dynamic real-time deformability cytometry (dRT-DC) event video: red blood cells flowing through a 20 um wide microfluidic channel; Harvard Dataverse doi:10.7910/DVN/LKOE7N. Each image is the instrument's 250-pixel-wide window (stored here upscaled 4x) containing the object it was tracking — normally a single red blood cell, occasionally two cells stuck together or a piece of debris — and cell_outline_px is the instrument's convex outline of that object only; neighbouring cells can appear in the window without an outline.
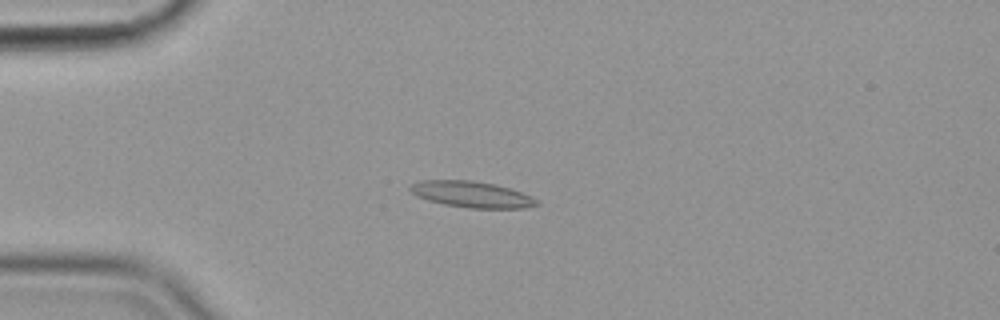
{"species": "common noctule bat (a hibernating species)", "species_latin": "Nyctalus noctula", "temperature_condition": "cold", "stored_images_in_passage": 56, "camera_frame_rate_fps": 3000, "um_per_image_px": 0.085, "animal": {"sex": "female", "body_mass_g": 19.9}, "frame": {"image": 1, "passage_image": 14, "time_ms": 4.333, "image_size_px": [1000, 320], "cell_outline_px": [[540, 204], [524, 208], [468, 208], [444, 204], [428, 200], [416, 196], [408, 188], [408, 184], [420, 180], [468, 180], [496, 184], [532, 196], [540, 200]], "centroid_in_image_um": [40.08, 16.52], "position_along_channel_um": 44.9, "area_um2": 19.42}}
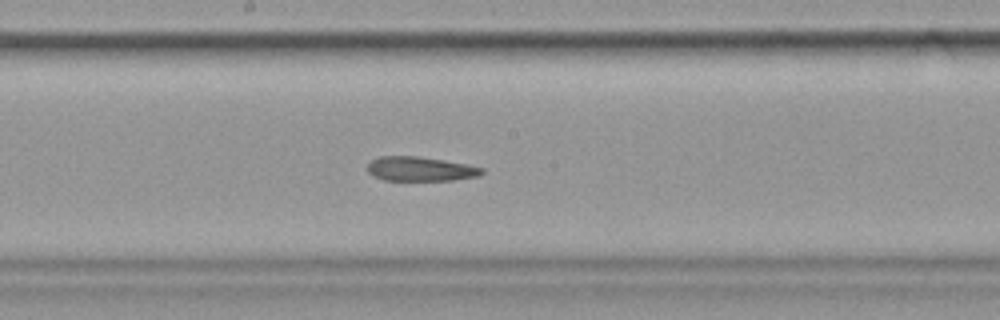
{"frame": {"image": 2, "passage_image": 30, "time_ms": 9.667, "image_size_px": [1000, 320], "cell_outline_px": [[484, 172], [480, 176], [452, 180], [384, 180], [372, 176], [368, 172], [368, 164], [372, 160], [380, 156], [420, 156], [468, 164], [484, 168]], "centroid_in_image_um": [35.75, 14.36], "position_along_channel_um": 212.4, "area_um2": 16.36}}
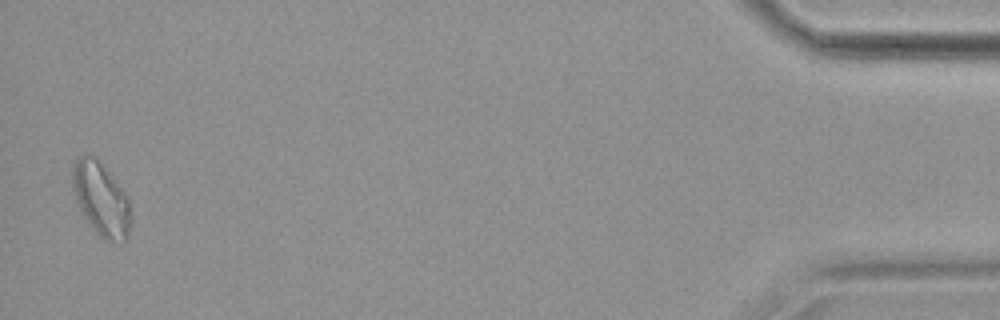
{"frame": {"image": 3, "passage_image": 55, "time_ms": 18.0, "image_size_px": [1000, 320], "cell_outline_px": [[132, 224], [128, 236], [124, 244], [120, 244], [104, 240], [88, 224], [72, 192], [72, 164], [80, 156], [88, 152], [96, 156], [112, 176], [124, 192], [128, 200], [132, 216]], "centroid_in_image_um": [8.6, 16.95], "position_along_channel_um": 426.6, "area_um2": 25.61}, "authors_computed_cell_mechanics": {"area_um2": 18.4671, "velocity_mm_per_s": 3.569, "shape_relaxation_time_tau1_ms": null, "shape_relaxation_time_tau2_ms": 5.172, "deformation_change_tau1": null, "deformation_change_tau2": 0.1443}}